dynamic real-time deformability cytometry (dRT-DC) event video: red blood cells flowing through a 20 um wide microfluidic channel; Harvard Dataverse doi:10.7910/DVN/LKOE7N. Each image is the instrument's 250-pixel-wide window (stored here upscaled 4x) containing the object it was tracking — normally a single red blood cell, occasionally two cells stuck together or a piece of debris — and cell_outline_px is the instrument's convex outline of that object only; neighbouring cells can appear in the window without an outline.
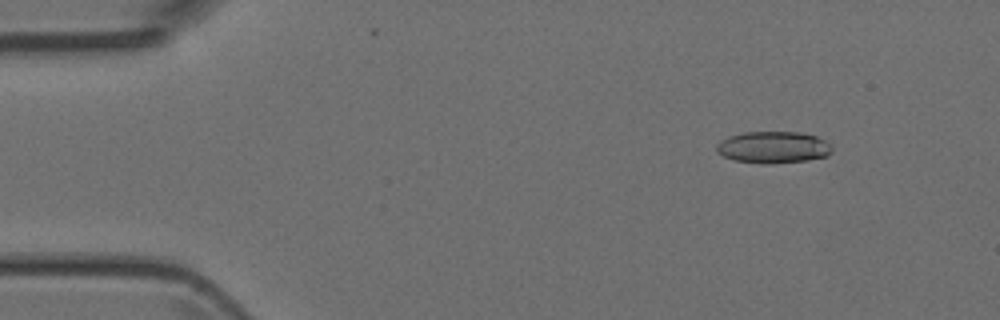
{"species": "Egyptian fruit bat (a non-hibernating species)", "species_latin": "Rousettus aegyptiacus", "temperature_condition": "room temperature", "stored_images_in_passage": 48, "camera_frame_rate_fps": 3000, "um_per_image_px": 0.085, "animal": {"sex": "female"}, "frame": {"image": 1, "passage_image": 6, "time_ms": 1.667, "image_size_px": [1000, 320], "cell_outline_px": [[832, 152], [828, 156], [808, 160], [768, 164], [764, 164], [736, 160], [724, 156], [716, 152], [716, 144], [720, 140], [728, 136], [744, 132], [800, 132], [816, 136], [824, 140], [832, 148]], "centroid_in_image_um": [65.71, 12.52], "position_along_channel_um": 19.3, "area_um2": 21.44}}
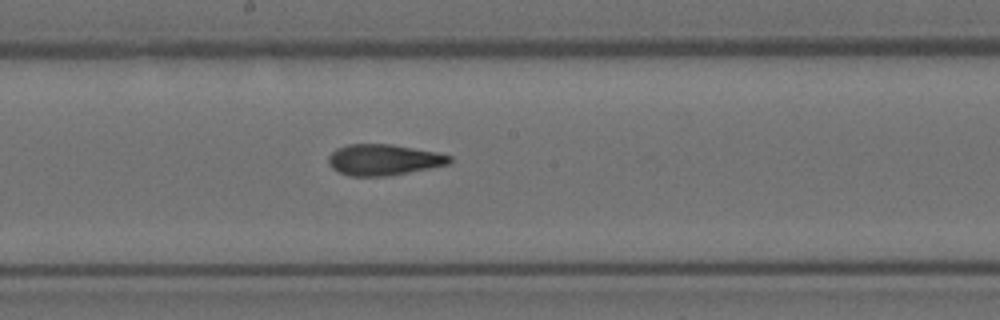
{"frame": {"image": 2, "passage_image": 26, "time_ms": 8.333, "image_size_px": [1000, 320], "cell_outline_px": [[452, 160], [448, 164], [388, 176], [348, 176], [332, 168], [328, 164], [328, 156], [336, 148], [348, 144], [392, 144], [440, 152], [452, 156]], "centroid_in_image_um": [32.6, 13.57], "position_along_channel_um": 215.6, "area_um2": 22.02}}
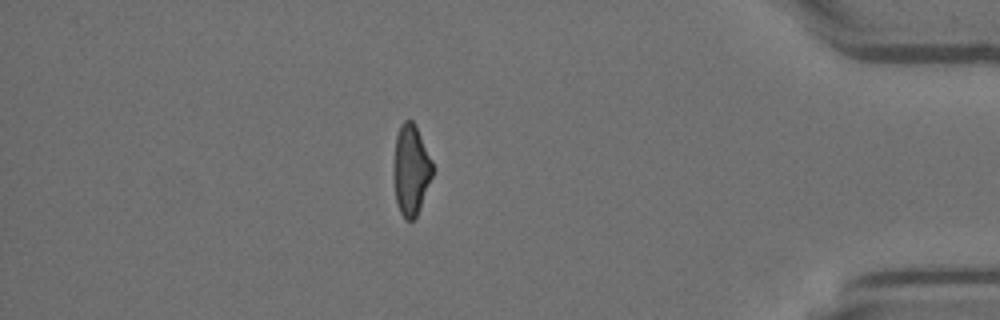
{"frame": {"image": 3, "passage_image": 42, "time_ms": 13.667, "image_size_px": [1000, 320], "cell_outline_px": [[432, 176], [416, 216], [412, 220], [404, 220], [400, 212], [396, 200], [396, 136], [400, 124], [404, 120], [412, 120], [416, 124], [432, 160]], "centroid_in_image_um": [34.97, 14.4], "position_along_channel_um": 400.2, "area_um2": 19.71}}